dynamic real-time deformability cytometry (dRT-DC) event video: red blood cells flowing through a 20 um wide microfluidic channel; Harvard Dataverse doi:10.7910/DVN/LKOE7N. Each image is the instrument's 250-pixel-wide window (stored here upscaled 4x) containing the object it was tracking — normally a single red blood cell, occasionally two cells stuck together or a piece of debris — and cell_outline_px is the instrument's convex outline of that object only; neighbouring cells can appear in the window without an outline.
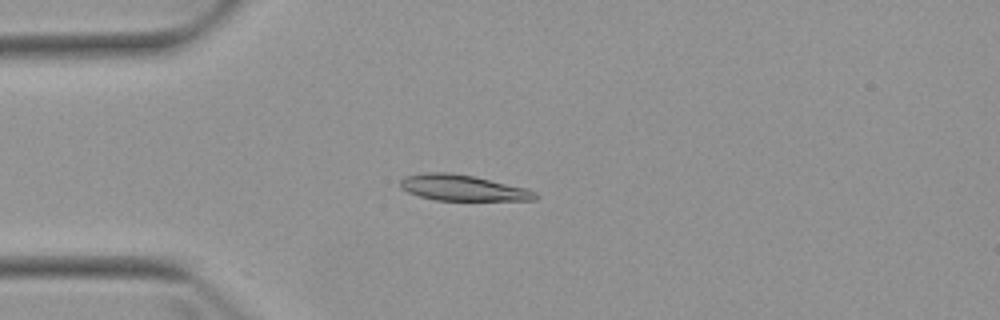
{"species": "Egyptian fruit bat (a non-hibernating species)", "species_latin": "Rousettus aegyptiacus", "temperature_condition": "warm", "stored_images_in_passage": 6, "camera_frame_rate_fps": 3000, "um_per_image_px": 0.085, "animal": {"sex": "female"}, "frame": {"image": 1, "passage_image": 4, "time_ms": 3.667, "image_size_px": [1000, 320], "cell_outline_px": [[540, 196], [536, 200], [436, 200], [420, 196], [408, 192], [400, 188], [400, 180], [404, 176], [424, 172], [452, 172], [472, 176], [528, 188], [536, 192]], "centroid_in_image_um": [39.34, 15.96], "position_along_channel_um": 45.7, "area_um2": 20.46}}
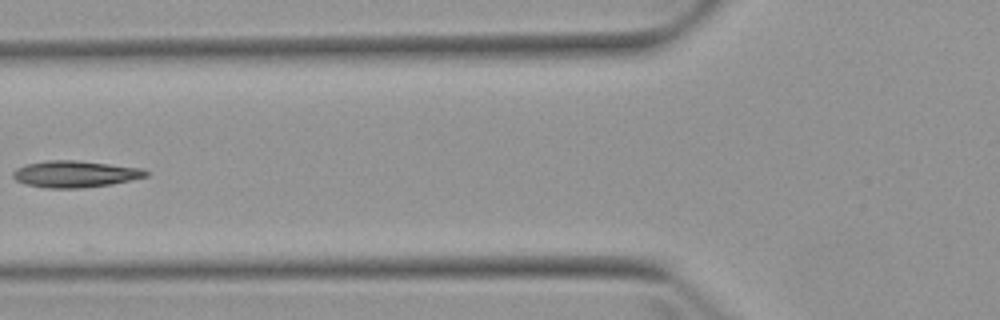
{"frame": {"image": 2, "passage_image": 6, "time_ms": 6.0, "image_size_px": [1000, 320], "cell_outline_px": [[148, 176], [112, 184], [84, 188], [48, 188], [24, 184], [16, 180], [12, 176], [12, 172], [16, 168], [28, 164], [44, 160], [72, 160], [144, 168], [148, 172]], "centroid_in_image_um": [6.37, 14.8], "position_along_channel_um": 119.4, "area_um2": 20.63}}